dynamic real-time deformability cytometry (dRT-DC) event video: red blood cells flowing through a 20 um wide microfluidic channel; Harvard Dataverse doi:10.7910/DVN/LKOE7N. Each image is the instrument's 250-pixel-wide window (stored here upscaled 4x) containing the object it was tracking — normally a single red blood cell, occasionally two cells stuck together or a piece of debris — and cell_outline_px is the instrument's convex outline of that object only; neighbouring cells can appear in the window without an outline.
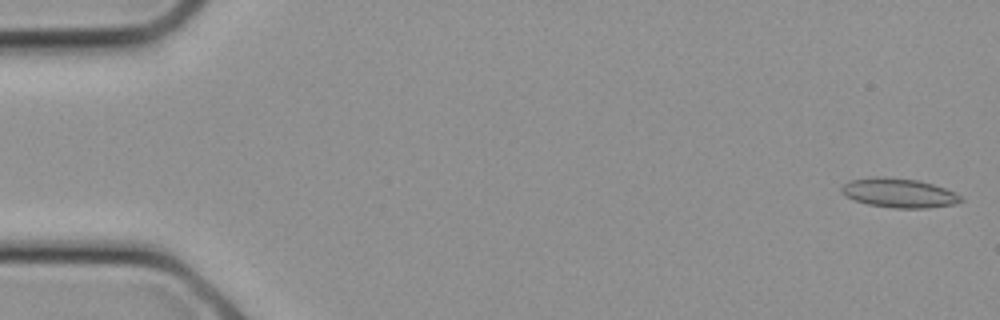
{"species": "common noctule bat (a hibernating species)", "species_latin": "Nyctalus noctula", "temperature_condition": "cold", "stored_images_in_passage": 6, "camera_frame_rate_fps": 3000, "um_per_image_px": 0.085, "animal": {"sex": "female", "body_mass_g": 21.9}, "frame": {"image": 1, "passage_image": 1, "time_ms": 0.0, "image_size_px": [1000, 320], "cell_outline_px": [[964, 200], [956, 204], [928, 208], [896, 208], [868, 204], [856, 200], [840, 192], [840, 188], [848, 180], [872, 176], [884, 176], [916, 180], [932, 184], [944, 188], [960, 196]], "centroid_in_image_um": [76.38, 16.39], "position_along_channel_um": 8.6, "area_um2": 20.29}}